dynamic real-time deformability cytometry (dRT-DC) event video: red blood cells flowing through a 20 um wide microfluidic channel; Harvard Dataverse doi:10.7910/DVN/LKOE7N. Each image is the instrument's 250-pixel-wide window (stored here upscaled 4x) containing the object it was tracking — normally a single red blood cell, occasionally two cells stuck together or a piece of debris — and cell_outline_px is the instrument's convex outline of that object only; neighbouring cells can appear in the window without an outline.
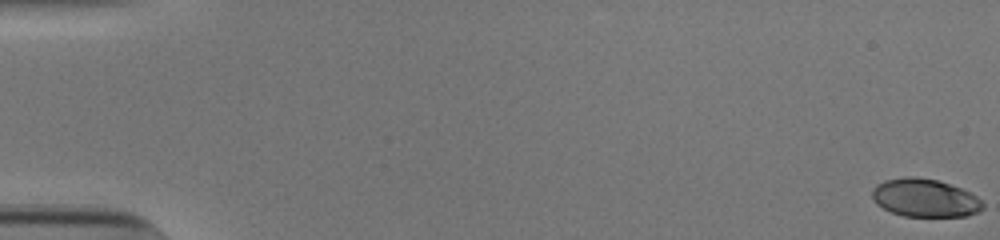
{"species": "human", "species_latin": "Homo sapiens", "temperature_condition": "cold", "stored_images_in_passage": 55, "camera_frame_rate_fps": 3000, "um_per_image_px": 0.085, "donor": {"sex": "male"}, "frame": {"image": 1, "passage_image": 1, "time_ms": 0.0, "image_size_px": [1000, 240], "cell_outline_px": [[984, 208], [968, 216], [904, 216], [892, 212], [876, 204], [872, 196], [872, 188], [876, 184], [884, 180], [904, 176], [912, 176], [936, 180], [960, 188], [976, 196], [984, 204]], "centroid_in_image_um": [78.58, 16.82], "position_along_channel_um": 6.4, "area_um2": 24.45}}
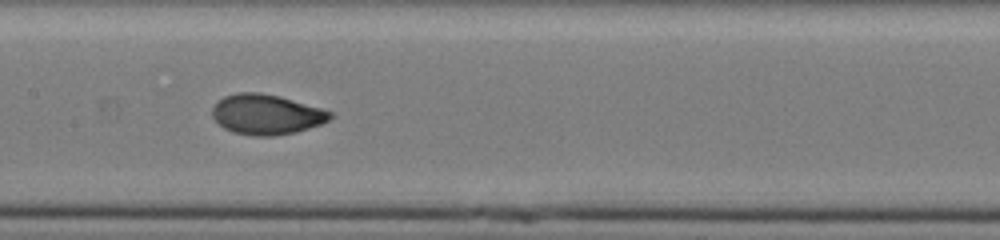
{"frame": {"image": 2, "passage_image": 29, "time_ms": 9.333, "image_size_px": [1000, 240], "cell_outline_px": [[332, 116], [328, 120], [320, 124], [296, 132], [272, 136], [252, 136], [232, 132], [224, 128], [212, 116], [212, 108], [224, 96], [236, 92], [260, 92], [280, 96], [320, 108], [332, 112]], "centroid_in_image_um": [22.62, 9.72], "position_along_channel_um": 184.8, "area_um2": 27.46}}
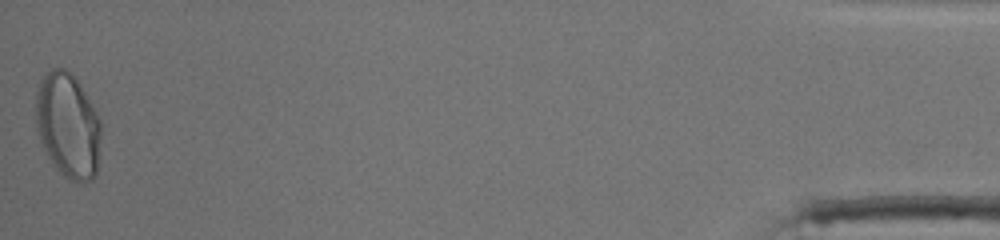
{"frame": {"image": 3, "passage_image": 55, "time_ms": 18.0, "image_size_px": [1000, 240], "cell_outline_px": [[100, 140], [96, 172], [92, 180], [72, 180], [64, 176], [56, 168], [48, 156], [40, 140], [36, 128], [36, 92], [40, 80], [52, 68], [64, 68], [80, 84], [92, 104], [100, 120]], "centroid_in_image_um": [5.76, 10.64], "position_along_channel_um": 429.4, "area_um2": 39.42}, "authors_computed_cell_mechanics": {"area_um2": 26.9348, "velocity_mm_per_s": 3.8401, "shape_relaxation_time_tau1_ms": 5.8932, "shape_relaxation_time_tau2_ms": null, "deformation_change_tau1": 0.2067, "deformation_change_tau2": null}}